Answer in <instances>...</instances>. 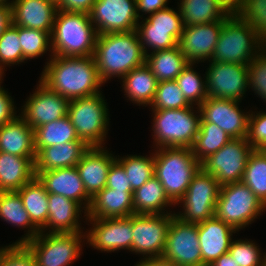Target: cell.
Masks as SVG:
<instances>
[{"mask_svg": "<svg viewBox=\"0 0 266 266\" xmlns=\"http://www.w3.org/2000/svg\"><path fill=\"white\" fill-rule=\"evenodd\" d=\"M49 55L39 80L50 90L69 101L102 92L100 88L105 83L100 78L94 56Z\"/></svg>", "mask_w": 266, "mask_h": 266, "instance_id": "1", "label": "cell"}, {"mask_svg": "<svg viewBox=\"0 0 266 266\" xmlns=\"http://www.w3.org/2000/svg\"><path fill=\"white\" fill-rule=\"evenodd\" d=\"M93 56L104 83L113 77L122 79L145 63V53L136 30L98 35Z\"/></svg>", "mask_w": 266, "mask_h": 266, "instance_id": "2", "label": "cell"}, {"mask_svg": "<svg viewBox=\"0 0 266 266\" xmlns=\"http://www.w3.org/2000/svg\"><path fill=\"white\" fill-rule=\"evenodd\" d=\"M50 36L52 55L87 57L94 55L98 33L89 14L57 10Z\"/></svg>", "mask_w": 266, "mask_h": 266, "instance_id": "3", "label": "cell"}, {"mask_svg": "<svg viewBox=\"0 0 266 266\" xmlns=\"http://www.w3.org/2000/svg\"><path fill=\"white\" fill-rule=\"evenodd\" d=\"M155 149L153 150L154 176L163 185L169 199L176 205L201 168V163L195 158L191 148Z\"/></svg>", "mask_w": 266, "mask_h": 266, "instance_id": "4", "label": "cell"}, {"mask_svg": "<svg viewBox=\"0 0 266 266\" xmlns=\"http://www.w3.org/2000/svg\"><path fill=\"white\" fill-rule=\"evenodd\" d=\"M151 111L154 149L162 147L191 148L193 146L199 131L201 118L199 107Z\"/></svg>", "mask_w": 266, "mask_h": 266, "instance_id": "5", "label": "cell"}, {"mask_svg": "<svg viewBox=\"0 0 266 266\" xmlns=\"http://www.w3.org/2000/svg\"><path fill=\"white\" fill-rule=\"evenodd\" d=\"M264 48L253 27L232 13L223 23L210 61L248 65Z\"/></svg>", "mask_w": 266, "mask_h": 266, "instance_id": "6", "label": "cell"}, {"mask_svg": "<svg viewBox=\"0 0 266 266\" xmlns=\"http://www.w3.org/2000/svg\"><path fill=\"white\" fill-rule=\"evenodd\" d=\"M101 93L72 99L67 115L75 128L78 138L89 147H103L108 134V103Z\"/></svg>", "mask_w": 266, "mask_h": 266, "instance_id": "7", "label": "cell"}, {"mask_svg": "<svg viewBox=\"0 0 266 266\" xmlns=\"http://www.w3.org/2000/svg\"><path fill=\"white\" fill-rule=\"evenodd\" d=\"M266 206L242 181L220 186L215 217L237 232L252 224Z\"/></svg>", "mask_w": 266, "mask_h": 266, "instance_id": "8", "label": "cell"}, {"mask_svg": "<svg viewBox=\"0 0 266 266\" xmlns=\"http://www.w3.org/2000/svg\"><path fill=\"white\" fill-rule=\"evenodd\" d=\"M85 242V232H40L23 245L34 257L36 266H71L83 253Z\"/></svg>", "mask_w": 266, "mask_h": 266, "instance_id": "9", "label": "cell"}, {"mask_svg": "<svg viewBox=\"0 0 266 266\" xmlns=\"http://www.w3.org/2000/svg\"><path fill=\"white\" fill-rule=\"evenodd\" d=\"M140 20L136 32L145 55L149 52L178 46L179 38L185 27L179 9L174 10L166 6L147 17L140 18Z\"/></svg>", "mask_w": 266, "mask_h": 266, "instance_id": "10", "label": "cell"}, {"mask_svg": "<svg viewBox=\"0 0 266 266\" xmlns=\"http://www.w3.org/2000/svg\"><path fill=\"white\" fill-rule=\"evenodd\" d=\"M220 192L217 179L202 168L194 175L184 196L176 204L182 211L175 216L186 223L198 224L215 215Z\"/></svg>", "mask_w": 266, "mask_h": 266, "instance_id": "11", "label": "cell"}, {"mask_svg": "<svg viewBox=\"0 0 266 266\" xmlns=\"http://www.w3.org/2000/svg\"><path fill=\"white\" fill-rule=\"evenodd\" d=\"M254 148L247 138H232L220 150L206 158L201 168L212 174L220 186L241 182L250 154Z\"/></svg>", "mask_w": 266, "mask_h": 266, "instance_id": "12", "label": "cell"}, {"mask_svg": "<svg viewBox=\"0 0 266 266\" xmlns=\"http://www.w3.org/2000/svg\"><path fill=\"white\" fill-rule=\"evenodd\" d=\"M174 216L175 213L132 214L131 252L142 255L141 260L161 258L166 246L168 228Z\"/></svg>", "mask_w": 266, "mask_h": 266, "instance_id": "13", "label": "cell"}, {"mask_svg": "<svg viewBox=\"0 0 266 266\" xmlns=\"http://www.w3.org/2000/svg\"><path fill=\"white\" fill-rule=\"evenodd\" d=\"M208 62L205 72L208 97L242 102L248 89V65Z\"/></svg>", "mask_w": 266, "mask_h": 266, "instance_id": "14", "label": "cell"}, {"mask_svg": "<svg viewBox=\"0 0 266 266\" xmlns=\"http://www.w3.org/2000/svg\"><path fill=\"white\" fill-rule=\"evenodd\" d=\"M89 16L98 35L134 31L140 20L136 0H95Z\"/></svg>", "mask_w": 266, "mask_h": 266, "instance_id": "15", "label": "cell"}, {"mask_svg": "<svg viewBox=\"0 0 266 266\" xmlns=\"http://www.w3.org/2000/svg\"><path fill=\"white\" fill-rule=\"evenodd\" d=\"M91 227L86 233V245L107 253L119 250L131 252L133 229L132 215L119 218L86 219Z\"/></svg>", "mask_w": 266, "mask_h": 266, "instance_id": "16", "label": "cell"}, {"mask_svg": "<svg viewBox=\"0 0 266 266\" xmlns=\"http://www.w3.org/2000/svg\"><path fill=\"white\" fill-rule=\"evenodd\" d=\"M197 224L174 216L167 232L162 258L180 266H202Z\"/></svg>", "mask_w": 266, "mask_h": 266, "instance_id": "17", "label": "cell"}, {"mask_svg": "<svg viewBox=\"0 0 266 266\" xmlns=\"http://www.w3.org/2000/svg\"><path fill=\"white\" fill-rule=\"evenodd\" d=\"M22 106L19 116L33 129L67 115L69 100L50 90L40 80Z\"/></svg>", "mask_w": 266, "mask_h": 266, "instance_id": "18", "label": "cell"}, {"mask_svg": "<svg viewBox=\"0 0 266 266\" xmlns=\"http://www.w3.org/2000/svg\"><path fill=\"white\" fill-rule=\"evenodd\" d=\"M240 101L207 97L199 106L201 117L223 129L230 138H247L249 111L239 109Z\"/></svg>", "mask_w": 266, "mask_h": 266, "instance_id": "19", "label": "cell"}, {"mask_svg": "<svg viewBox=\"0 0 266 266\" xmlns=\"http://www.w3.org/2000/svg\"><path fill=\"white\" fill-rule=\"evenodd\" d=\"M225 20L184 27L178 46L189 63L211 60Z\"/></svg>", "mask_w": 266, "mask_h": 266, "instance_id": "20", "label": "cell"}, {"mask_svg": "<svg viewBox=\"0 0 266 266\" xmlns=\"http://www.w3.org/2000/svg\"><path fill=\"white\" fill-rule=\"evenodd\" d=\"M35 175L48 193L74 200L88 211L92 198L87 194L76 166L35 171Z\"/></svg>", "mask_w": 266, "mask_h": 266, "instance_id": "21", "label": "cell"}, {"mask_svg": "<svg viewBox=\"0 0 266 266\" xmlns=\"http://www.w3.org/2000/svg\"><path fill=\"white\" fill-rule=\"evenodd\" d=\"M202 266L211 265L221 255L228 253L236 230L222 220L213 218L197 224Z\"/></svg>", "mask_w": 266, "mask_h": 266, "instance_id": "22", "label": "cell"}, {"mask_svg": "<svg viewBox=\"0 0 266 266\" xmlns=\"http://www.w3.org/2000/svg\"><path fill=\"white\" fill-rule=\"evenodd\" d=\"M48 202V218L46 225L40 230L41 232H83L82 229H84V227L82 228L81 226L80 218L84 211V217L86 220L87 212L79 203L62 195L53 193H48Z\"/></svg>", "mask_w": 266, "mask_h": 266, "instance_id": "23", "label": "cell"}, {"mask_svg": "<svg viewBox=\"0 0 266 266\" xmlns=\"http://www.w3.org/2000/svg\"><path fill=\"white\" fill-rule=\"evenodd\" d=\"M107 147H89L76 165L87 194L92 198L106 187V180L116 156Z\"/></svg>", "mask_w": 266, "mask_h": 266, "instance_id": "24", "label": "cell"}, {"mask_svg": "<svg viewBox=\"0 0 266 266\" xmlns=\"http://www.w3.org/2000/svg\"><path fill=\"white\" fill-rule=\"evenodd\" d=\"M12 23L51 35L57 5L50 0H12Z\"/></svg>", "mask_w": 266, "mask_h": 266, "instance_id": "25", "label": "cell"}, {"mask_svg": "<svg viewBox=\"0 0 266 266\" xmlns=\"http://www.w3.org/2000/svg\"><path fill=\"white\" fill-rule=\"evenodd\" d=\"M134 214L133 191L105 187L92 197L86 219L119 218Z\"/></svg>", "mask_w": 266, "mask_h": 266, "instance_id": "26", "label": "cell"}, {"mask_svg": "<svg viewBox=\"0 0 266 266\" xmlns=\"http://www.w3.org/2000/svg\"><path fill=\"white\" fill-rule=\"evenodd\" d=\"M0 151L20 157H36L34 129L20 116L0 127Z\"/></svg>", "mask_w": 266, "mask_h": 266, "instance_id": "27", "label": "cell"}, {"mask_svg": "<svg viewBox=\"0 0 266 266\" xmlns=\"http://www.w3.org/2000/svg\"><path fill=\"white\" fill-rule=\"evenodd\" d=\"M89 149L84 141H71L42 148L36 155L35 171L76 166Z\"/></svg>", "mask_w": 266, "mask_h": 266, "instance_id": "28", "label": "cell"}, {"mask_svg": "<svg viewBox=\"0 0 266 266\" xmlns=\"http://www.w3.org/2000/svg\"><path fill=\"white\" fill-rule=\"evenodd\" d=\"M36 157H20L0 151V191H17L35 175Z\"/></svg>", "mask_w": 266, "mask_h": 266, "instance_id": "29", "label": "cell"}, {"mask_svg": "<svg viewBox=\"0 0 266 266\" xmlns=\"http://www.w3.org/2000/svg\"><path fill=\"white\" fill-rule=\"evenodd\" d=\"M121 80V87L127 100L139 107L148 105L150 107L155 97L158 80L145 63L130 71Z\"/></svg>", "mask_w": 266, "mask_h": 266, "instance_id": "30", "label": "cell"}, {"mask_svg": "<svg viewBox=\"0 0 266 266\" xmlns=\"http://www.w3.org/2000/svg\"><path fill=\"white\" fill-rule=\"evenodd\" d=\"M178 8L184 26L207 24L227 19L233 11L222 0H179Z\"/></svg>", "mask_w": 266, "mask_h": 266, "instance_id": "31", "label": "cell"}, {"mask_svg": "<svg viewBox=\"0 0 266 266\" xmlns=\"http://www.w3.org/2000/svg\"><path fill=\"white\" fill-rule=\"evenodd\" d=\"M0 218L13 227L27 229L19 240L12 244H24L34 239L41 231L32 223L17 191H0Z\"/></svg>", "mask_w": 266, "mask_h": 266, "instance_id": "32", "label": "cell"}, {"mask_svg": "<svg viewBox=\"0 0 266 266\" xmlns=\"http://www.w3.org/2000/svg\"><path fill=\"white\" fill-rule=\"evenodd\" d=\"M172 205L176 206L166 195L163 185L155 176L133 192L134 214L175 213L168 210V207H173Z\"/></svg>", "mask_w": 266, "mask_h": 266, "instance_id": "33", "label": "cell"}, {"mask_svg": "<svg viewBox=\"0 0 266 266\" xmlns=\"http://www.w3.org/2000/svg\"><path fill=\"white\" fill-rule=\"evenodd\" d=\"M145 64L152 71L158 82L176 80L189 64L179 46L150 52L145 55Z\"/></svg>", "mask_w": 266, "mask_h": 266, "instance_id": "34", "label": "cell"}, {"mask_svg": "<svg viewBox=\"0 0 266 266\" xmlns=\"http://www.w3.org/2000/svg\"><path fill=\"white\" fill-rule=\"evenodd\" d=\"M19 193L25 210L28 212L32 223L41 230L48 218V192L35 176L30 182L26 183Z\"/></svg>", "mask_w": 266, "mask_h": 266, "instance_id": "35", "label": "cell"}, {"mask_svg": "<svg viewBox=\"0 0 266 266\" xmlns=\"http://www.w3.org/2000/svg\"><path fill=\"white\" fill-rule=\"evenodd\" d=\"M34 139L37 153L44 147L82 141L78 138L68 115L35 128Z\"/></svg>", "mask_w": 266, "mask_h": 266, "instance_id": "36", "label": "cell"}, {"mask_svg": "<svg viewBox=\"0 0 266 266\" xmlns=\"http://www.w3.org/2000/svg\"><path fill=\"white\" fill-rule=\"evenodd\" d=\"M231 139L223 129L201 117L199 131L191 149L195 158L202 163Z\"/></svg>", "mask_w": 266, "mask_h": 266, "instance_id": "37", "label": "cell"}, {"mask_svg": "<svg viewBox=\"0 0 266 266\" xmlns=\"http://www.w3.org/2000/svg\"><path fill=\"white\" fill-rule=\"evenodd\" d=\"M116 160L123 166L133 192L155 175L154 154L151 152L149 156L135 154L119 157L116 155Z\"/></svg>", "mask_w": 266, "mask_h": 266, "instance_id": "38", "label": "cell"}, {"mask_svg": "<svg viewBox=\"0 0 266 266\" xmlns=\"http://www.w3.org/2000/svg\"><path fill=\"white\" fill-rule=\"evenodd\" d=\"M242 182L247 185L252 192L266 206V152L257 150L250 154Z\"/></svg>", "mask_w": 266, "mask_h": 266, "instance_id": "39", "label": "cell"}, {"mask_svg": "<svg viewBox=\"0 0 266 266\" xmlns=\"http://www.w3.org/2000/svg\"><path fill=\"white\" fill-rule=\"evenodd\" d=\"M195 63H189L176 78V82L181 89L187 102L197 107L208 97L206 74L203 78L194 68Z\"/></svg>", "mask_w": 266, "mask_h": 266, "instance_id": "40", "label": "cell"}, {"mask_svg": "<svg viewBox=\"0 0 266 266\" xmlns=\"http://www.w3.org/2000/svg\"><path fill=\"white\" fill-rule=\"evenodd\" d=\"M233 13L250 24L266 46V0H242Z\"/></svg>", "mask_w": 266, "mask_h": 266, "instance_id": "41", "label": "cell"}, {"mask_svg": "<svg viewBox=\"0 0 266 266\" xmlns=\"http://www.w3.org/2000/svg\"><path fill=\"white\" fill-rule=\"evenodd\" d=\"M18 36L23 58L27 61L51 52V36L48 32L18 26Z\"/></svg>", "mask_w": 266, "mask_h": 266, "instance_id": "42", "label": "cell"}, {"mask_svg": "<svg viewBox=\"0 0 266 266\" xmlns=\"http://www.w3.org/2000/svg\"><path fill=\"white\" fill-rule=\"evenodd\" d=\"M152 110L180 109L191 107L185 99L176 80L158 82L155 97L151 103Z\"/></svg>", "mask_w": 266, "mask_h": 266, "instance_id": "43", "label": "cell"}, {"mask_svg": "<svg viewBox=\"0 0 266 266\" xmlns=\"http://www.w3.org/2000/svg\"><path fill=\"white\" fill-rule=\"evenodd\" d=\"M22 62L25 63V59L18 36V26L11 23L0 37V68L6 71V67L19 66Z\"/></svg>", "mask_w": 266, "mask_h": 266, "instance_id": "44", "label": "cell"}, {"mask_svg": "<svg viewBox=\"0 0 266 266\" xmlns=\"http://www.w3.org/2000/svg\"><path fill=\"white\" fill-rule=\"evenodd\" d=\"M257 245L250 239H233L228 253L239 266H263L265 253L261 254V248Z\"/></svg>", "mask_w": 266, "mask_h": 266, "instance_id": "45", "label": "cell"}, {"mask_svg": "<svg viewBox=\"0 0 266 266\" xmlns=\"http://www.w3.org/2000/svg\"><path fill=\"white\" fill-rule=\"evenodd\" d=\"M266 102V47L248 63V90Z\"/></svg>", "mask_w": 266, "mask_h": 266, "instance_id": "46", "label": "cell"}, {"mask_svg": "<svg viewBox=\"0 0 266 266\" xmlns=\"http://www.w3.org/2000/svg\"><path fill=\"white\" fill-rule=\"evenodd\" d=\"M247 140L257 150L266 148V112L252 111L249 115Z\"/></svg>", "mask_w": 266, "mask_h": 266, "instance_id": "47", "label": "cell"}, {"mask_svg": "<svg viewBox=\"0 0 266 266\" xmlns=\"http://www.w3.org/2000/svg\"><path fill=\"white\" fill-rule=\"evenodd\" d=\"M0 266H36L35 259L23 244L6 245L0 254Z\"/></svg>", "mask_w": 266, "mask_h": 266, "instance_id": "48", "label": "cell"}, {"mask_svg": "<svg viewBox=\"0 0 266 266\" xmlns=\"http://www.w3.org/2000/svg\"><path fill=\"white\" fill-rule=\"evenodd\" d=\"M106 187L114 190L132 191L129 179L125 174L123 166L115 160L108 172Z\"/></svg>", "mask_w": 266, "mask_h": 266, "instance_id": "49", "label": "cell"}, {"mask_svg": "<svg viewBox=\"0 0 266 266\" xmlns=\"http://www.w3.org/2000/svg\"><path fill=\"white\" fill-rule=\"evenodd\" d=\"M14 100L12 99L10 93L0 87V127L5 123L13 121L18 115L16 111V106Z\"/></svg>", "mask_w": 266, "mask_h": 266, "instance_id": "50", "label": "cell"}, {"mask_svg": "<svg viewBox=\"0 0 266 266\" xmlns=\"http://www.w3.org/2000/svg\"><path fill=\"white\" fill-rule=\"evenodd\" d=\"M95 0H60L57 4L58 10L67 12H82L89 14Z\"/></svg>", "mask_w": 266, "mask_h": 266, "instance_id": "51", "label": "cell"}, {"mask_svg": "<svg viewBox=\"0 0 266 266\" xmlns=\"http://www.w3.org/2000/svg\"><path fill=\"white\" fill-rule=\"evenodd\" d=\"M168 1L169 0H136L138 17L143 18L145 14L149 15L165 8L168 5Z\"/></svg>", "mask_w": 266, "mask_h": 266, "instance_id": "52", "label": "cell"}, {"mask_svg": "<svg viewBox=\"0 0 266 266\" xmlns=\"http://www.w3.org/2000/svg\"><path fill=\"white\" fill-rule=\"evenodd\" d=\"M12 23L11 5H0V37Z\"/></svg>", "mask_w": 266, "mask_h": 266, "instance_id": "53", "label": "cell"}, {"mask_svg": "<svg viewBox=\"0 0 266 266\" xmlns=\"http://www.w3.org/2000/svg\"><path fill=\"white\" fill-rule=\"evenodd\" d=\"M135 266H180L164 258L143 259L134 264Z\"/></svg>", "mask_w": 266, "mask_h": 266, "instance_id": "54", "label": "cell"}, {"mask_svg": "<svg viewBox=\"0 0 266 266\" xmlns=\"http://www.w3.org/2000/svg\"><path fill=\"white\" fill-rule=\"evenodd\" d=\"M209 266H239L229 253L221 255Z\"/></svg>", "mask_w": 266, "mask_h": 266, "instance_id": "55", "label": "cell"}, {"mask_svg": "<svg viewBox=\"0 0 266 266\" xmlns=\"http://www.w3.org/2000/svg\"><path fill=\"white\" fill-rule=\"evenodd\" d=\"M222 1L230 10L233 11L241 3L242 0H222Z\"/></svg>", "mask_w": 266, "mask_h": 266, "instance_id": "56", "label": "cell"}, {"mask_svg": "<svg viewBox=\"0 0 266 266\" xmlns=\"http://www.w3.org/2000/svg\"><path fill=\"white\" fill-rule=\"evenodd\" d=\"M12 1L9 0H0V5H11Z\"/></svg>", "mask_w": 266, "mask_h": 266, "instance_id": "57", "label": "cell"}, {"mask_svg": "<svg viewBox=\"0 0 266 266\" xmlns=\"http://www.w3.org/2000/svg\"><path fill=\"white\" fill-rule=\"evenodd\" d=\"M4 74H5L4 71L0 68V87H1V83H3L2 80L4 78V76H3Z\"/></svg>", "mask_w": 266, "mask_h": 266, "instance_id": "58", "label": "cell"}, {"mask_svg": "<svg viewBox=\"0 0 266 266\" xmlns=\"http://www.w3.org/2000/svg\"><path fill=\"white\" fill-rule=\"evenodd\" d=\"M52 1L53 3H55L56 5L60 2V0H50Z\"/></svg>", "mask_w": 266, "mask_h": 266, "instance_id": "59", "label": "cell"}, {"mask_svg": "<svg viewBox=\"0 0 266 266\" xmlns=\"http://www.w3.org/2000/svg\"><path fill=\"white\" fill-rule=\"evenodd\" d=\"M5 245H4V247L2 246V247H0V254H1V252L5 249Z\"/></svg>", "mask_w": 266, "mask_h": 266, "instance_id": "60", "label": "cell"}, {"mask_svg": "<svg viewBox=\"0 0 266 266\" xmlns=\"http://www.w3.org/2000/svg\"><path fill=\"white\" fill-rule=\"evenodd\" d=\"M263 266H266V253H265V257H264V264Z\"/></svg>", "mask_w": 266, "mask_h": 266, "instance_id": "61", "label": "cell"}]
</instances>
